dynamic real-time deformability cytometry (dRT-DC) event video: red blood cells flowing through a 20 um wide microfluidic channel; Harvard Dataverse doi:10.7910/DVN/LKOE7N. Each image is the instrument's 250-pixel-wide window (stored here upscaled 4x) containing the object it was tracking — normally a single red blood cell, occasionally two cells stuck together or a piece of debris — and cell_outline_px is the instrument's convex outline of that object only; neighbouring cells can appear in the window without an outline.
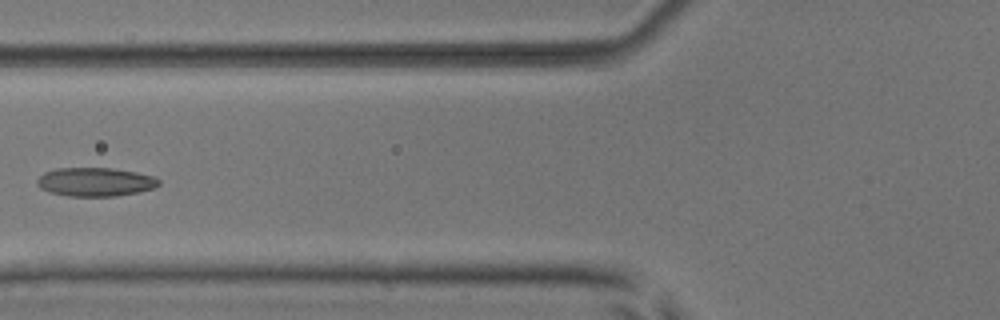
{"species": "common noctule bat (a hibernating species)", "species_latin": "Nyctalus noctula", "temperature_condition": "room temperature", "stored_images_in_passage": 7, "camera_frame_rate_fps": 3000, "um_per_image_px": 0.085, "animal": {"sex": "male", "body_mass_g": 17.9, "forearm_length_mm": 54.2}, "frame": {"image": 1, "passage_image": 6, "time_ms": 6.0, "image_size_px": [1000, 320], "cell_outline_px": [[160, 184], [152, 188], [140, 192], [116, 196], [68, 196], [48, 192], [40, 188], [36, 184], [36, 180], [44, 172], [56, 168], [112, 168], [136, 172], [152, 176], [160, 180]], "centroid_in_image_um": [8.07, 15.46], "position_along_channel_um": 117.7, "area_um2": 20.46}}
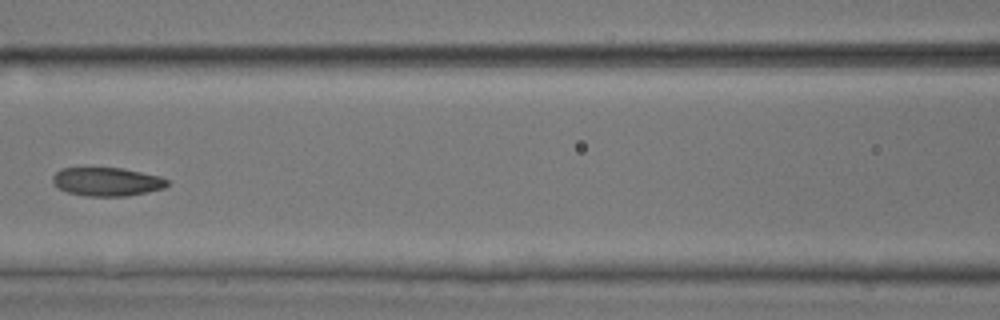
{"frame": {"image": 2, "passage_image": 7, "time_ms": 7.0, "image_size_px": [1000, 320], "cell_outline_px": [[168, 184], [164, 188], [148, 192], [124, 196], [84, 196], [68, 192], [60, 188], [52, 180], [52, 176], [56, 172], [64, 168], [120, 168], [160, 176], [168, 180]], "centroid_in_image_um": [9.1, 15.45], "position_along_channel_um": 157.5, "area_um2": 18.84}}